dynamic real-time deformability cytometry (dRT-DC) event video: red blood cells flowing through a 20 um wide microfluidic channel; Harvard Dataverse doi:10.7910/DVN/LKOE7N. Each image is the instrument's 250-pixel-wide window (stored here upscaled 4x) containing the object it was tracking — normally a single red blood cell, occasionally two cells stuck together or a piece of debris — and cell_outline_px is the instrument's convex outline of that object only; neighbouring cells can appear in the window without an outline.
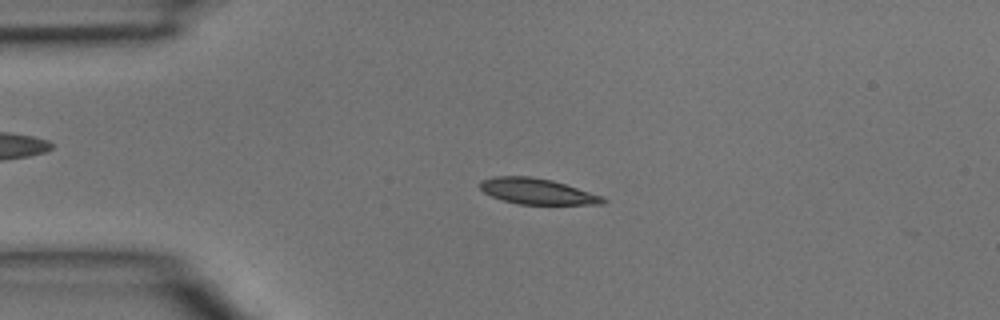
{"species": "common noctule bat (a hibernating species)", "species_latin": "Nyctalus noctula", "temperature_condition": "room temperature", "stored_images_in_passage": 45, "camera_frame_rate_fps": 3000, "um_per_image_px": 0.085, "animal": {"sex": "male", "body_mass_g": 15.6}, "frame": {"image": 1, "passage_image": 10, "time_ms": 3.0, "image_size_px": [1000, 320], "cell_outline_px": [[608, 200], [604, 204], [520, 204], [504, 200], [492, 196], [484, 192], [480, 188], [480, 180], [492, 176], [532, 176], [552, 180], [604, 196]], "centroid_in_image_um": [45.68, 16.25], "position_along_channel_um": 39.3, "area_um2": 18.5}}
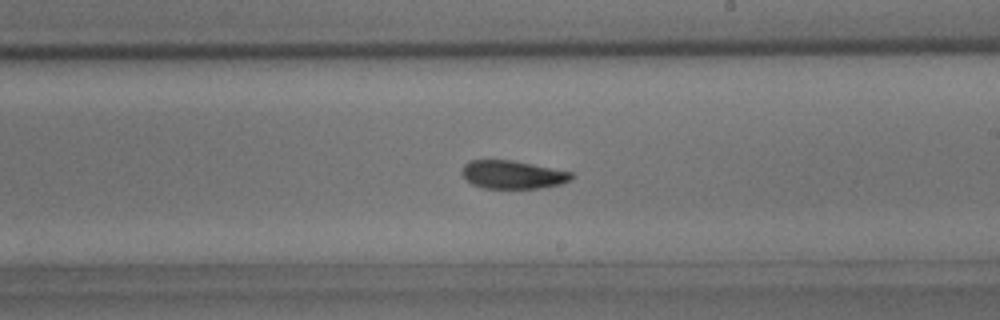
{"frame": {"image": 2, "passage_image": 26, "time_ms": 8.333, "image_size_px": [1000, 320], "cell_outline_px": [[572, 180], [560, 184], [540, 188], [484, 188], [472, 184], [460, 172], [464, 164], [468, 160], [512, 160], [572, 172]], "centroid_in_image_um": [43.56, 14.84], "position_along_channel_um": 245.4, "area_um2": 17.92}}
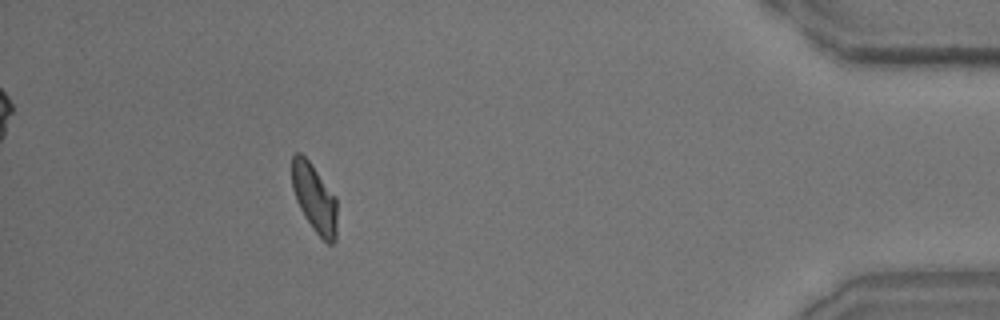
{"frame": {"image": 3, "passage_image": 41, "time_ms": 13.333, "image_size_px": [1000, 320], "cell_outline_px": [[336, 240], [332, 244], [328, 244], [312, 228], [304, 216], [296, 200], [292, 188], [292, 156], [296, 152], [300, 152], [308, 160], [336, 196]], "centroid_in_image_um": [26.72, 16.84], "position_along_channel_um": 408.5, "area_um2": 17.92}}